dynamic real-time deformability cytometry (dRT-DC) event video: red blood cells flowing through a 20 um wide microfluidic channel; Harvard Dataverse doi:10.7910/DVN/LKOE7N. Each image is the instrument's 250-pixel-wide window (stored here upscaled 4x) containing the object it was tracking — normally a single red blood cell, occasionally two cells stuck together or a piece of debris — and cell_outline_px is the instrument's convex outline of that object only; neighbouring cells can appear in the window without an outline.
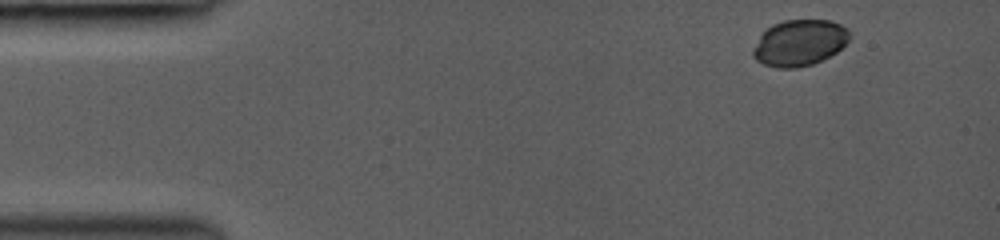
{"species": "common noctule bat (a hibernating species)", "species_latin": "Nyctalus noctula", "temperature_condition": "room temperature", "stored_images_in_passage": 5, "camera_frame_rate_fps": 3000, "um_per_image_px": 0.085, "animal": {"sex": "female", "body_mass_g": 19.0, "forearm_length_mm": 53.3}, "frame": {"image": 1, "passage_image": 1, "time_ms": 0.0, "image_size_px": [1000, 240], "cell_outline_px": [[852, 36], [836, 52], [824, 60], [812, 64], [796, 68], [776, 68], [764, 64], [756, 60], [752, 56], [752, 48], [760, 36], [772, 24], [784, 20], [828, 20], [840, 24], [848, 28]], "centroid_in_image_um": [67.96, 3.64], "position_along_channel_um": 17.0, "area_um2": 26.13}}
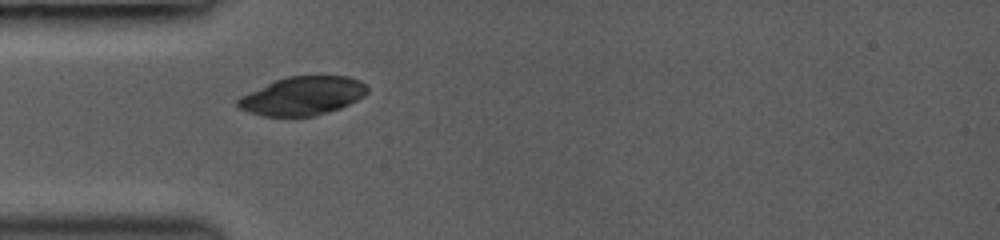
{"frame": {"image": 2, "passage_image": 5, "time_ms": 3.333, "image_size_px": [1000, 240], "cell_outline_px": [[368, 92], [364, 96], [340, 108], [312, 116], [264, 116], [248, 112], [240, 108], [236, 104], [236, 100], [240, 96], [248, 92], [276, 80], [288, 76], [348, 76], [360, 80], [368, 88]], "centroid_in_image_um": [25.71, 8.15], "position_along_channel_um": 59.3, "area_um2": 28.9}}